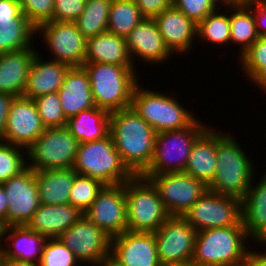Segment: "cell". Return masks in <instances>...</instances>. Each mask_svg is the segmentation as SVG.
<instances>
[{
  "label": "cell",
  "instance_id": "cell-1",
  "mask_svg": "<svg viewBox=\"0 0 266 266\" xmlns=\"http://www.w3.org/2000/svg\"><path fill=\"white\" fill-rule=\"evenodd\" d=\"M109 134L124 164L140 176L153 157L155 130L130 106L110 113Z\"/></svg>",
  "mask_w": 266,
  "mask_h": 266
},
{
  "label": "cell",
  "instance_id": "cell-2",
  "mask_svg": "<svg viewBox=\"0 0 266 266\" xmlns=\"http://www.w3.org/2000/svg\"><path fill=\"white\" fill-rule=\"evenodd\" d=\"M236 139L217 133V168L208 190L243 199L254 177V167Z\"/></svg>",
  "mask_w": 266,
  "mask_h": 266
},
{
  "label": "cell",
  "instance_id": "cell-3",
  "mask_svg": "<svg viewBox=\"0 0 266 266\" xmlns=\"http://www.w3.org/2000/svg\"><path fill=\"white\" fill-rule=\"evenodd\" d=\"M90 79L95 106L109 113L131 106L132 94L138 84L134 65L84 63Z\"/></svg>",
  "mask_w": 266,
  "mask_h": 266
},
{
  "label": "cell",
  "instance_id": "cell-4",
  "mask_svg": "<svg viewBox=\"0 0 266 266\" xmlns=\"http://www.w3.org/2000/svg\"><path fill=\"white\" fill-rule=\"evenodd\" d=\"M247 238L249 237L243 225L197 231L191 264L195 266L241 264L247 258L248 247L245 246Z\"/></svg>",
  "mask_w": 266,
  "mask_h": 266
},
{
  "label": "cell",
  "instance_id": "cell-5",
  "mask_svg": "<svg viewBox=\"0 0 266 266\" xmlns=\"http://www.w3.org/2000/svg\"><path fill=\"white\" fill-rule=\"evenodd\" d=\"M73 170L105 186L124 184L135 176L122 161L110 134L101 140L79 144Z\"/></svg>",
  "mask_w": 266,
  "mask_h": 266
},
{
  "label": "cell",
  "instance_id": "cell-6",
  "mask_svg": "<svg viewBox=\"0 0 266 266\" xmlns=\"http://www.w3.org/2000/svg\"><path fill=\"white\" fill-rule=\"evenodd\" d=\"M127 200V230L155 233L170 217L151 181L134 176L124 183Z\"/></svg>",
  "mask_w": 266,
  "mask_h": 266
},
{
  "label": "cell",
  "instance_id": "cell-7",
  "mask_svg": "<svg viewBox=\"0 0 266 266\" xmlns=\"http://www.w3.org/2000/svg\"><path fill=\"white\" fill-rule=\"evenodd\" d=\"M183 106L173 95L141 88L138 84L133 90L131 107L156 133L190 126L196 117Z\"/></svg>",
  "mask_w": 266,
  "mask_h": 266
},
{
  "label": "cell",
  "instance_id": "cell-8",
  "mask_svg": "<svg viewBox=\"0 0 266 266\" xmlns=\"http://www.w3.org/2000/svg\"><path fill=\"white\" fill-rule=\"evenodd\" d=\"M207 128L197 119L188 127L156 133L152 160L141 175L184 172L194 142Z\"/></svg>",
  "mask_w": 266,
  "mask_h": 266
},
{
  "label": "cell",
  "instance_id": "cell-9",
  "mask_svg": "<svg viewBox=\"0 0 266 266\" xmlns=\"http://www.w3.org/2000/svg\"><path fill=\"white\" fill-rule=\"evenodd\" d=\"M78 146L67 126L45 128L27 149V166L34 171L73 168Z\"/></svg>",
  "mask_w": 266,
  "mask_h": 266
},
{
  "label": "cell",
  "instance_id": "cell-10",
  "mask_svg": "<svg viewBox=\"0 0 266 266\" xmlns=\"http://www.w3.org/2000/svg\"><path fill=\"white\" fill-rule=\"evenodd\" d=\"M196 231L242 224V200L205 192L182 216Z\"/></svg>",
  "mask_w": 266,
  "mask_h": 266
},
{
  "label": "cell",
  "instance_id": "cell-11",
  "mask_svg": "<svg viewBox=\"0 0 266 266\" xmlns=\"http://www.w3.org/2000/svg\"><path fill=\"white\" fill-rule=\"evenodd\" d=\"M161 266L191 264L197 231L181 216H170L154 233Z\"/></svg>",
  "mask_w": 266,
  "mask_h": 266
},
{
  "label": "cell",
  "instance_id": "cell-12",
  "mask_svg": "<svg viewBox=\"0 0 266 266\" xmlns=\"http://www.w3.org/2000/svg\"><path fill=\"white\" fill-rule=\"evenodd\" d=\"M151 181L158 190L162 204L169 216H183L205 193L208 186L185 172L160 175H140Z\"/></svg>",
  "mask_w": 266,
  "mask_h": 266
},
{
  "label": "cell",
  "instance_id": "cell-13",
  "mask_svg": "<svg viewBox=\"0 0 266 266\" xmlns=\"http://www.w3.org/2000/svg\"><path fill=\"white\" fill-rule=\"evenodd\" d=\"M85 265L100 266L109 260L111 237L85 216L58 237ZM85 262V263H84Z\"/></svg>",
  "mask_w": 266,
  "mask_h": 266
},
{
  "label": "cell",
  "instance_id": "cell-14",
  "mask_svg": "<svg viewBox=\"0 0 266 266\" xmlns=\"http://www.w3.org/2000/svg\"><path fill=\"white\" fill-rule=\"evenodd\" d=\"M36 32H42L43 40L54 57L51 60L70 67L83 66L87 39L78 30L75 22L48 21L39 25Z\"/></svg>",
  "mask_w": 266,
  "mask_h": 266
},
{
  "label": "cell",
  "instance_id": "cell-15",
  "mask_svg": "<svg viewBox=\"0 0 266 266\" xmlns=\"http://www.w3.org/2000/svg\"><path fill=\"white\" fill-rule=\"evenodd\" d=\"M84 216L111 238L127 231L124 184L104 186Z\"/></svg>",
  "mask_w": 266,
  "mask_h": 266
},
{
  "label": "cell",
  "instance_id": "cell-16",
  "mask_svg": "<svg viewBox=\"0 0 266 266\" xmlns=\"http://www.w3.org/2000/svg\"><path fill=\"white\" fill-rule=\"evenodd\" d=\"M7 194V226L26 225L40 205L35 171L28 166L1 183Z\"/></svg>",
  "mask_w": 266,
  "mask_h": 266
},
{
  "label": "cell",
  "instance_id": "cell-17",
  "mask_svg": "<svg viewBox=\"0 0 266 266\" xmlns=\"http://www.w3.org/2000/svg\"><path fill=\"white\" fill-rule=\"evenodd\" d=\"M109 260L115 266H161L154 233L127 230L112 237Z\"/></svg>",
  "mask_w": 266,
  "mask_h": 266
},
{
  "label": "cell",
  "instance_id": "cell-18",
  "mask_svg": "<svg viewBox=\"0 0 266 266\" xmlns=\"http://www.w3.org/2000/svg\"><path fill=\"white\" fill-rule=\"evenodd\" d=\"M44 130L34 100L23 96L15 97L10 105L2 141L27 150Z\"/></svg>",
  "mask_w": 266,
  "mask_h": 266
},
{
  "label": "cell",
  "instance_id": "cell-19",
  "mask_svg": "<svg viewBox=\"0 0 266 266\" xmlns=\"http://www.w3.org/2000/svg\"><path fill=\"white\" fill-rule=\"evenodd\" d=\"M126 44L132 64L137 56L145 63L153 64L167 61L173 54L166 46L153 18L143 19L126 37Z\"/></svg>",
  "mask_w": 266,
  "mask_h": 266
},
{
  "label": "cell",
  "instance_id": "cell-20",
  "mask_svg": "<svg viewBox=\"0 0 266 266\" xmlns=\"http://www.w3.org/2000/svg\"><path fill=\"white\" fill-rule=\"evenodd\" d=\"M153 20L166 46L174 54L189 52L197 36V24L174 6L156 15ZM181 52V53H180Z\"/></svg>",
  "mask_w": 266,
  "mask_h": 266
},
{
  "label": "cell",
  "instance_id": "cell-21",
  "mask_svg": "<svg viewBox=\"0 0 266 266\" xmlns=\"http://www.w3.org/2000/svg\"><path fill=\"white\" fill-rule=\"evenodd\" d=\"M57 93L67 120L83 110L95 107L89 75L83 66L68 69Z\"/></svg>",
  "mask_w": 266,
  "mask_h": 266
},
{
  "label": "cell",
  "instance_id": "cell-22",
  "mask_svg": "<svg viewBox=\"0 0 266 266\" xmlns=\"http://www.w3.org/2000/svg\"><path fill=\"white\" fill-rule=\"evenodd\" d=\"M69 68L70 66L55 60L43 61L37 52L29 68L23 97L35 99L48 93H56Z\"/></svg>",
  "mask_w": 266,
  "mask_h": 266
},
{
  "label": "cell",
  "instance_id": "cell-23",
  "mask_svg": "<svg viewBox=\"0 0 266 266\" xmlns=\"http://www.w3.org/2000/svg\"><path fill=\"white\" fill-rule=\"evenodd\" d=\"M83 216L84 213L71 204H40L26 226L47 238H57Z\"/></svg>",
  "mask_w": 266,
  "mask_h": 266
},
{
  "label": "cell",
  "instance_id": "cell-24",
  "mask_svg": "<svg viewBox=\"0 0 266 266\" xmlns=\"http://www.w3.org/2000/svg\"><path fill=\"white\" fill-rule=\"evenodd\" d=\"M36 53L33 47L0 53V93L23 96L29 68Z\"/></svg>",
  "mask_w": 266,
  "mask_h": 266
},
{
  "label": "cell",
  "instance_id": "cell-25",
  "mask_svg": "<svg viewBox=\"0 0 266 266\" xmlns=\"http://www.w3.org/2000/svg\"><path fill=\"white\" fill-rule=\"evenodd\" d=\"M3 238L11 241V247H0L3 257L39 265L46 236L20 225L4 227Z\"/></svg>",
  "mask_w": 266,
  "mask_h": 266
},
{
  "label": "cell",
  "instance_id": "cell-26",
  "mask_svg": "<svg viewBox=\"0 0 266 266\" xmlns=\"http://www.w3.org/2000/svg\"><path fill=\"white\" fill-rule=\"evenodd\" d=\"M216 149L217 133L207 128L194 142L184 172L208 185L217 168Z\"/></svg>",
  "mask_w": 266,
  "mask_h": 266
},
{
  "label": "cell",
  "instance_id": "cell-27",
  "mask_svg": "<svg viewBox=\"0 0 266 266\" xmlns=\"http://www.w3.org/2000/svg\"><path fill=\"white\" fill-rule=\"evenodd\" d=\"M252 184L242 199V224L249 240L260 243L266 237V173L257 185Z\"/></svg>",
  "mask_w": 266,
  "mask_h": 266
},
{
  "label": "cell",
  "instance_id": "cell-28",
  "mask_svg": "<svg viewBox=\"0 0 266 266\" xmlns=\"http://www.w3.org/2000/svg\"><path fill=\"white\" fill-rule=\"evenodd\" d=\"M84 63L132 64L126 38L108 31L87 38Z\"/></svg>",
  "mask_w": 266,
  "mask_h": 266
},
{
  "label": "cell",
  "instance_id": "cell-29",
  "mask_svg": "<svg viewBox=\"0 0 266 266\" xmlns=\"http://www.w3.org/2000/svg\"><path fill=\"white\" fill-rule=\"evenodd\" d=\"M76 174L73 168L35 171L40 204H69Z\"/></svg>",
  "mask_w": 266,
  "mask_h": 266
},
{
  "label": "cell",
  "instance_id": "cell-30",
  "mask_svg": "<svg viewBox=\"0 0 266 266\" xmlns=\"http://www.w3.org/2000/svg\"><path fill=\"white\" fill-rule=\"evenodd\" d=\"M66 126L79 144L101 140L109 135L110 113L95 106L70 117Z\"/></svg>",
  "mask_w": 266,
  "mask_h": 266
},
{
  "label": "cell",
  "instance_id": "cell-31",
  "mask_svg": "<svg viewBox=\"0 0 266 266\" xmlns=\"http://www.w3.org/2000/svg\"><path fill=\"white\" fill-rule=\"evenodd\" d=\"M230 11H232L229 15L230 42L241 44L240 53L238 52L241 57L259 38V35L250 6H237Z\"/></svg>",
  "mask_w": 266,
  "mask_h": 266
},
{
  "label": "cell",
  "instance_id": "cell-32",
  "mask_svg": "<svg viewBox=\"0 0 266 266\" xmlns=\"http://www.w3.org/2000/svg\"><path fill=\"white\" fill-rule=\"evenodd\" d=\"M143 19L145 17L134 0H112L107 31L126 38Z\"/></svg>",
  "mask_w": 266,
  "mask_h": 266
},
{
  "label": "cell",
  "instance_id": "cell-33",
  "mask_svg": "<svg viewBox=\"0 0 266 266\" xmlns=\"http://www.w3.org/2000/svg\"><path fill=\"white\" fill-rule=\"evenodd\" d=\"M36 33V27L24 15L12 22L1 23L0 53L31 48Z\"/></svg>",
  "mask_w": 266,
  "mask_h": 266
},
{
  "label": "cell",
  "instance_id": "cell-34",
  "mask_svg": "<svg viewBox=\"0 0 266 266\" xmlns=\"http://www.w3.org/2000/svg\"><path fill=\"white\" fill-rule=\"evenodd\" d=\"M111 3L112 0H86L82 14L75 21L86 39L107 31Z\"/></svg>",
  "mask_w": 266,
  "mask_h": 266
},
{
  "label": "cell",
  "instance_id": "cell-35",
  "mask_svg": "<svg viewBox=\"0 0 266 266\" xmlns=\"http://www.w3.org/2000/svg\"><path fill=\"white\" fill-rule=\"evenodd\" d=\"M210 13L205 19L197 24V37L202 41L207 40L212 44L224 45L230 42V22L228 10L225 14L217 12Z\"/></svg>",
  "mask_w": 266,
  "mask_h": 266
},
{
  "label": "cell",
  "instance_id": "cell-36",
  "mask_svg": "<svg viewBox=\"0 0 266 266\" xmlns=\"http://www.w3.org/2000/svg\"><path fill=\"white\" fill-rule=\"evenodd\" d=\"M104 186L96 179L77 173L70 191L69 204L79 208L84 213Z\"/></svg>",
  "mask_w": 266,
  "mask_h": 266
},
{
  "label": "cell",
  "instance_id": "cell-37",
  "mask_svg": "<svg viewBox=\"0 0 266 266\" xmlns=\"http://www.w3.org/2000/svg\"><path fill=\"white\" fill-rule=\"evenodd\" d=\"M24 153H27V150L23 147L0 140V184L18 175L27 167V154Z\"/></svg>",
  "mask_w": 266,
  "mask_h": 266
},
{
  "label": "cell",
  "instance_id": "cell-38",
  "mask_svg": "<svg viewBox=\"0 0 266 266\" xmlns=\"http://www.w3.org/2000/svg\"><path fill=\"white\" fill-rule=\"evenodd\" d=\"M45 128L67 125L58 93H48L33 99Z\"/></svg>",
  "mask_w": 266,
  "mask_h": 266
},
{
  "label": "cell",
  "instance_id": "cell-39",
  "mask_svg": "<svg viewBox=\"0 0 266 266\" xmlns=\"http://www.w3.org/2000/svg\"><path fill=\"white\" fill-rule=\"evenodd\" d=\"M80 262L58 237L47 238L38 266H78Z\"/></svg>",
  "mask_w": 266,
  "mask_h": 266
},
{
  "label": "cell",
  "instance_id": "cell-40",
  "mask_svg": "<svg viewBox=\"0 0 266 266\" xmlns=\"http://www.w3.org/2000/svg\"><path fill=\"white\" fill-rule=\"evenodd\" d=\"M22 15L36 28L53 19L54 0H18Z\"/></svg>",
  "mask_w": 266,
  "mask_h": 266
},
{
  "label": "cell",
  "instance_id": "cell-41",
  "mask_svg": "<svg viewBox=\"0 0 266 266\" xmlns=\"http://www.w3.org/2000/svg\"><path fill=\"white\" fill-rule=\"evenodd\" d=\"M173 6L196 24L205 19L210 13L218 10L210 0H173Z\"/></svg>",
  "mask_w": 266,
  "mask_h": 266
},
{
  "label": "cell",
  "instance_id": "cell-42",
  "mask_svg": "<svg viewBox=\"0 0 266 266\" xmlns=\"http://www.w3.org/2000/svg\"><path fill=\"white\" fill-rule=\"evenodd\" d=\"M86 0H54V14L51 21L75 22L85 8Z\"/></svg>",
  "mask_w": 266,
  "mask_h": 266
},
{
  "label": "cell",
  "instance_id": "cell-43",
  "mask_svg": "<svg viewBox=\"0 0 266 266\" xmlns=\"http://www.w3.org/2000/svg\"><path fill=\"white\" fill-rule=\"evenodd\" d=\"M242 71L266 93V61H241Z\"/></svg>",
  "mask_w": 266,
  "mask_h": 266
},
{
  "label": "cell",
  "instance_id": "cell-44",
  "mask_svg": "<svg viewBox=\"0 0 266 266\" xmlns=\"http://www.w3.org/2000/svg\"><path fill=\"white\" fill-rule=\"evenodd\" d=\"M145 18H154L165 9L173 6V0H134Z\"/></svg>",
  "mask_w": 266,
  "mask_h": 266
},
{
  "label": "cell",
  "instance_id": "cell-45",
  "mask_svg": "<svg viewBox=\"0 0 266 266\" xmlns=\"http://www.w3.org/2000/svg\"><path fill=\"white\" fill-rule=\"evenodd\" d=\"M22 15L18 0H0V24L18 19Z\"/></svg>",
  "mask_w": 266,
  "mask_h": 266
},
{
  "label": "cell",
  "instance_id": "cell-46",
  "mask_svg": "<svg viewBox=\"0 0 266 266\" xmlns=\"http://www.w3.org/2000/svg\"><path fill=\"white\" fill-rule=\"evenodd\" d=\"M239 59L241 61H266V37H259Z\"/></svg>",
  "mask_w": 266,
  "mask_h": 266
},
{
  "label": "cell",
  "instance_id": "cell-47",
  "mask_svg": "<svg viewBox=\"0 0 266 266\" xmlns=\"http://www.w3.org/2000/svg\"><path fill=\"white\" fill-rule=\"evenodd\" d=\"M259 37H266V3L258 1L250 5Z\"/></svg>",
  "mask_w": 266,
  "mask_h": 266
},
{
  "label": "cell",
  "instance_id": "cell-48",
  "mask_svg": "<svg viewBox=\"0 0 266 266\" xmlns=\"http://www.w3.org/2000/svg\"><path fill=\"white\" fill-rule=\"evenodd\" d=\"M14 98L15 97L10 94L0 93V140L4 139L8 113Z\"/></svg>",
  "mask_w": 266,
  "mask_h": 266
},
{
  "label": "cell",
  "instance_id": "cell-49",
  "mask_svg": "<svg viewBox=\"0 0 266 266\" xmlns=\"http://www.w3.org/2000/svg\"><path fill=\"white\" fill-rule=\"evenodd\" d=\"M8 199L6 191L0 184V222L7 227V212H8Z\"/></svg>",
  "mask_w": 266,
  "mask_h": 266
},
{
  "label": "cell",
  "instance_id": "cell-50",
  "mask_svg": "<svg viewBox=\"0 0 266 266\" xmlns=\"http://www.w3.org/2000/svg\"><path fill=\"white\" fill-rule=\"evenodd\" d=\"M264 253L248 251L246 261L251 266H266V252Z\"/></svg>",
  "mask_w": 266,
  "mask_h": 266
},
{
  "label": "cell",
  "instance_id": "cell-51",
  "mask_svg": "<svg viewBox=\"0 0 266 266\" xmlns=\"http://www.w3.org/2000/svg\"><path fill=\"white\" fill-rule=\"evenodd\" d=\"M2 266H38V265L30 263V262H24L20 260L5 258L2 255Z\"/></svg>",
  "mask_w": 266,
  "mask_h": 266
},
{
  "label": "cell",
  "instance_id": "cell-52",
  "mask_svg": "<svg viewBox=\"0 0 266 266\" xmlns=\"http://www.w3.org/2000/svg\"><path fill=\"white\" fill-rule=\"evenodd\" d=\"M210 1H211V3L213 4V6H214L216 9H218V8L220 9V8H221V6L218 5V4H220V3H222V5H223L224 7H227V9H228V8L232 9V8L238 6V5L236 4L235 0H210ZM217 7H218V8H217Z\"/></svg>",
  "mask_w": 266,
  "mask_h": 266
},
{
  "label": "cell",
  "instance_id": "cell-53",
  "mask_svg": "<svg viewBox=\"0 0 266 266\" xmlns=\"http://www.w3.org/2000/svg\"><path fill=\"white\" fill-rule=\"evenodd\" d=\"M260 0H235L238 6H250L256 4Z\"/></svg>",
  "mask_w": 266,
  "mask_h": 266
},
{
  "label": "cell",
  "instance_id": "cell-54",
  "mask_svg": "<svg viewBox=\"0 0 266 266\" xmlns=\"http://www.w3.org/2000/svg\"><path fill=\"white\" fill-rule=\"evenodd\" d=\"M4 227H5L4 224L0 222V247L4 245L2 242H5V241H2Z\"/></svg>",
  "mask_w": 266,
  "mask_h": 266
},
{
  "label": "cell",
  "instance_id": "cell-55",
  "mask_svg": "<svg viewBox=\"0 0 266 266\" xmlns=\"http://www.w3.org/2000/svg\"><path fill=\"white\" fill-rule=\"evenodd\" d=\"M100 266H115L110 260L105 262L104 264H101Z\"/></svg>",
  "mask_w": 266,
  "mask_h": 266
},
{
  "label": "cell",
  "instance_id": "cell-56",
  "mask_svg": "<svg viewBox=\"0 0 266 266\" xmlns=\"http://www.w3.org/2000/svg\"><path fill=\"white\" fill-rule=\"evenodd\" d=\"M235 266H251L247 261L241 263V264H238V265H235Z\"/></svg>",
  "mask_w": 266,
  "mask_h": 266
},
{
  "label": "cell",
  "instance_id": "cell-57",
  "mask_svg": "<svg viewBox=\"0 0 266 266\" xmlns=\"http://www.w3.org/2000/svg\"><path fill=\"white\" fill-rule=\"evenodd\" d=\"M0 266H2V252L0 251Z\"/></svg>",
  "mask_w": 266,
  "mask_h": 266
},
{
  "label": "cell",
  "instance_id": "cell-58",
  "mask_svg": "<svg viewBox=\"0 0 266 266\" xmlns=\"http://www.w3.org/2000/svg\"><path fill=\"white\" fill-rule=\"evenodd\" d=\"M261 244L260 245H262V244H266V237L260 242Z\"/></svg>",
  "mask_w": 266,
  "mask_h": 266
},
{
  "label": "cell",
  "instance_id": "cell-59",
  "mask_svg": "<svg viewBox=\"0 0 266 266\" xmlns=\"http://www.w3.org/2000/svg\"><path fill=\"white\" fill-rule=\"evenodd\" d=\"M180 266H195V265H192V264H188V265H180Z\"/></svg>",
  "mask_w": 266,
  "mask_h": 266
}]
</instances>
